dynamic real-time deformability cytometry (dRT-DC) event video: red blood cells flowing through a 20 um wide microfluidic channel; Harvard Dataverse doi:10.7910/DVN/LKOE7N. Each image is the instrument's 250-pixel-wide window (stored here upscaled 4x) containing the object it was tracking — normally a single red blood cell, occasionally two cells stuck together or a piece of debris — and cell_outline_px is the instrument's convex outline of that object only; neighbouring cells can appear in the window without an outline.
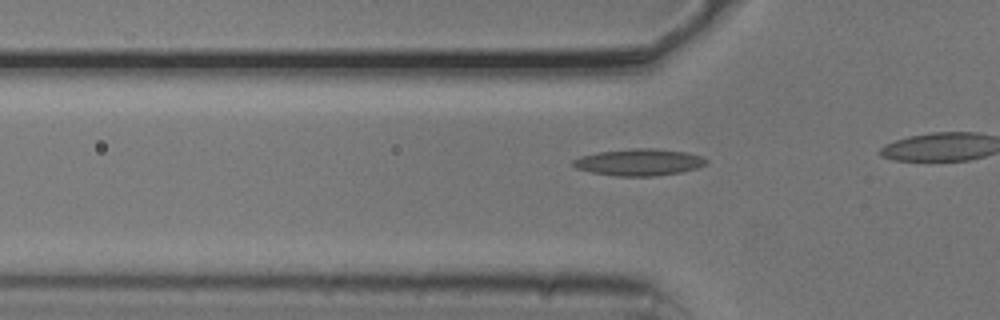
{"species": "common noctule bat (a hibernating species)", "species_latin": "Nyctalus noctula", "temperature_condition": "cold", "stored_images_in_passage": 12, "camera_frame_rate_fps": 3000, "um_per_image_px": 0.085, "animal": {"sex": "male", "body_mass_g": 20.5, "forearm_length_mm": 52.5}, "frame": {"image": 1, "passage_image": 9, "time_ms": 2.667, "image_size_px": [1000, 320], "cell_outline_px": [[708, 164], [696, 168], [680, 172], [656, 176], [616, 176], [592, 172], [576, 168], [572, 164], [572, 160], [580, 156], [600, 152], [632, 148], [652, 148], [688, 152], [700, 156], [708, 160]], "centroid_in_image_um": [54.33, 13.78], "position_along_channel_um": 71.5, "area_um2": 20.75}}